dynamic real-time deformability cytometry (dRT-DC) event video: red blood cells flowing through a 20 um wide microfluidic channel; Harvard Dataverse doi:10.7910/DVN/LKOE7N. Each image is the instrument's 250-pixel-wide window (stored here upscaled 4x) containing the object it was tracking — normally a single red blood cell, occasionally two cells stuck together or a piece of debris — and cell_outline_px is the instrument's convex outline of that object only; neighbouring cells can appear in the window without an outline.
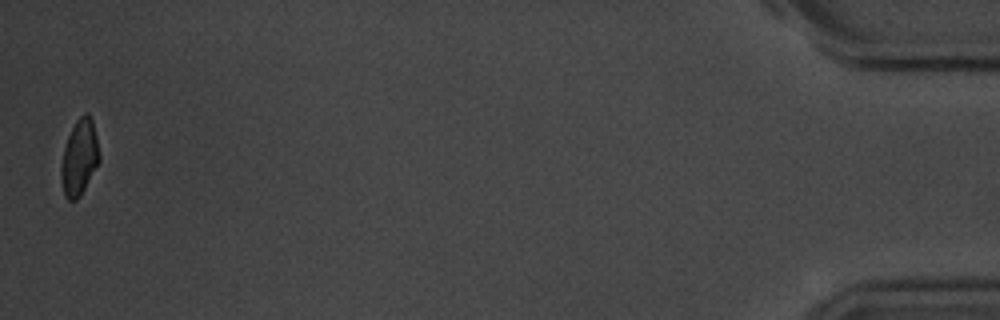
{"species": "common noctule bat (a hibernating species)", "species_latin": "Nyctalus noctula", "temperature_condition": "room temperature", "stored_images_in_passage": 17, "camera_frame_rate_fps": 3000, "um_per_image_px": 0.085, "animal": {"sex": "male", "body_mass_g": 20.1, "forearm_length_mm": 53.5}, "frame": {"image": 1, "passage_image": 17, "time_ms": 19.0, "image_size_px": [1000, 320], "cell_outline_px": [[100, 160], [80, 196], [76, 200], [68, 200], [64, 196], [60, 180], [60, 168], [64, 148], [68, 136], [76, 120], [84, 112], [88, 112], [92, 120], [96, 136], [100, 156]], "centroid_in_image_um": [6.73, 13.4], "position_along_channel_um": 428.5, "area_um2": 16.88}, "authors_computed_cell_mechanics": {"area_um2": 18.785, "velocity_mm_per_s": 3.6927, "shape_relaxation_time_tau1_ms": 9.4814, "shape_relaxation_time_tau2_ms": 2.1704, "deformation_change_tau1": 0.1657, "deformation_change_tau2": 0.0524}}